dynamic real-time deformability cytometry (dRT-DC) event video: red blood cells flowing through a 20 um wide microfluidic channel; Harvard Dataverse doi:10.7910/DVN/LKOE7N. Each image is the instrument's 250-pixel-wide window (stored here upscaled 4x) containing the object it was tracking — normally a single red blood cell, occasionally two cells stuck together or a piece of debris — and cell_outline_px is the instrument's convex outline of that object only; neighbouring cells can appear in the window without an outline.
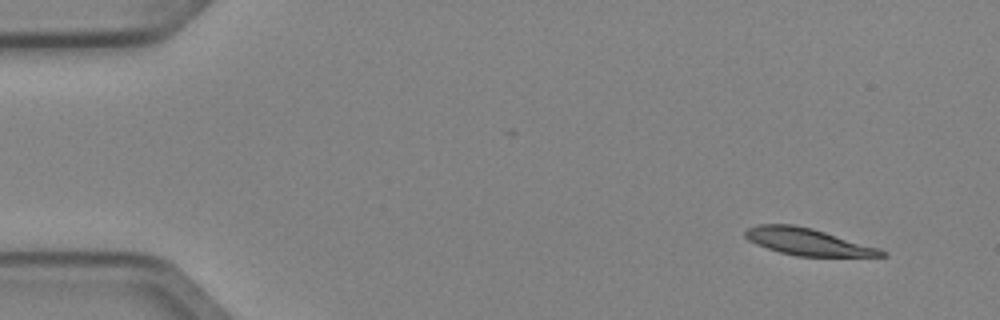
{"species": "Egyptian fruit bat (a non-hibernating species)", "species_latin": "Rousettus aegyptiacus", "temperature_condition": "cold", "stored_images_in_passage": 4, "camera_frame_rate_fps": 3000, "um_per_image_px": 0.085, "animal": {"sex": "female"}, "frame": {"image": 1, "passage_image": 1, "time_ms": 0.0, "image_size_px": [1000, 320], "cell_outline_px": [[888, 256], [796, 256], [780, 252], [756, 244], [748, 240], [744, 236], [744, 232], [748, 228], [760, 224], [792, 224], [812, 228], [880, 248], [888, 252]], "centroid_in_image_um": [68.67, 20.55], "position_along_channel_um": 16.3, "area_um2": 21.33}}